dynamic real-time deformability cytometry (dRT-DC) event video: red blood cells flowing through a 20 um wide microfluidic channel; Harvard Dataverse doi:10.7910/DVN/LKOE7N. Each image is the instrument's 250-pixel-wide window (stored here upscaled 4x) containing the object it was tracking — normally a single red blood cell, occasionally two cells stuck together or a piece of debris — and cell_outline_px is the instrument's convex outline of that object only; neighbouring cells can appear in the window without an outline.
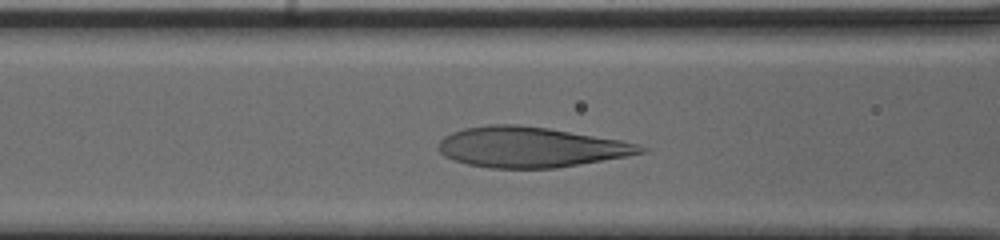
{"species": "human", "species_latin": "Homo sapiens", "temperature_condition": "cold", "stored_images_in_passage": 32, "camera_frame_rate_fps": 3000, "um_per_image_px": 0.085, "donor": {"sex": "male"}, "frame": {"image": 1, "passage_image": 10, "time_ms": 3.0, "image_size_px": [1000, 240], "cell_outline_px": [[648, 148], [644, 152], [624, 156], [556, 168], [488, 168], [468, 164], [444, 156], [440, 152], [440, 140], [444, 136], [452, 132], [464, 128], [488, 124], [520, 124], [548, 128], [620, 140], [636, 144]], "centroid_in_image_um": [45.05, 12.5], "position_along_channel_um": 121.5, "area_um2": 47.11}}
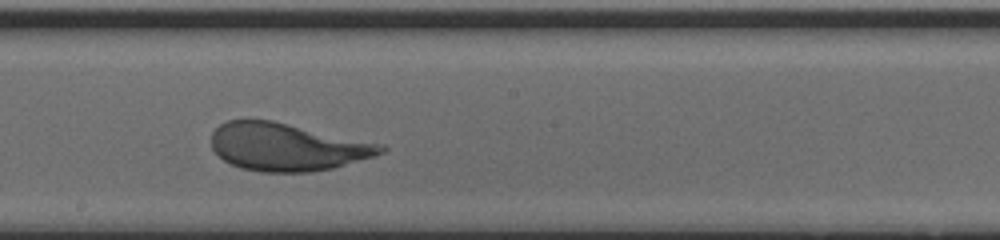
{"frame": {"image": 2, "passage_image": 18, "time_ms": 5.667, "image_size_px": [1000, 240], "cell_outline_px": [[388, 148], [384, 152], [372, 156], [332, 168], [308, 172], [264, 172], [240, 168], [224, 160], [212, 148], [212, 132], [220, 124], [228, 120], [272, 120], [384, 144]], "centroid_in_image_um": [24.4, 12.48], "position_along_channel_um": 223.8, "area_um2": 46.82}}
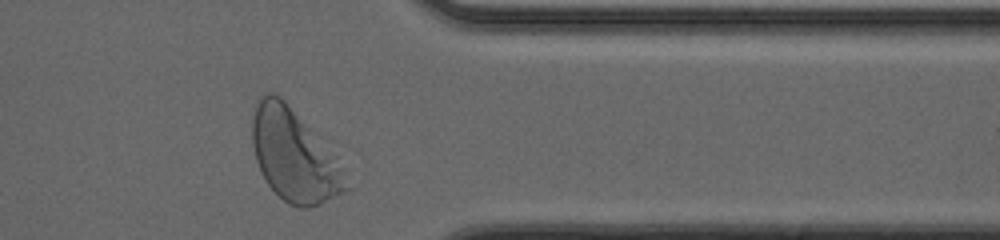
{"frame": {"image": 3, "passage_image": 31, "time_ms": 10.0, "image_size_px": [1000, 240], "cell_outline_px": [[352, 188], [320, 204], [304, 208], [300, 208], [288, 204], [268, 184], [260, 172], [256, 160], [252, 144], [252, 116], [256, 104], [260, 96], [268, 92], [272, 92], [280, 96], [284, 100], [304, 124]], "centroid_in_image_um": [24.86, 13.25], "position_along_channel_um": 386.5, "area_um2": 47.8}, "authors_computed_cell_mechanics": {"area_um2": 47.5983, "velocity_mm_per_s": 3.8496, "shape_relaxation_time_tau1_ms": 3.1326, "shape_relaxation_time_tau2_ms": 0.6556, "deformation_change_tau1": 0.1764, "deformation_change_tau2": 0.0666}}